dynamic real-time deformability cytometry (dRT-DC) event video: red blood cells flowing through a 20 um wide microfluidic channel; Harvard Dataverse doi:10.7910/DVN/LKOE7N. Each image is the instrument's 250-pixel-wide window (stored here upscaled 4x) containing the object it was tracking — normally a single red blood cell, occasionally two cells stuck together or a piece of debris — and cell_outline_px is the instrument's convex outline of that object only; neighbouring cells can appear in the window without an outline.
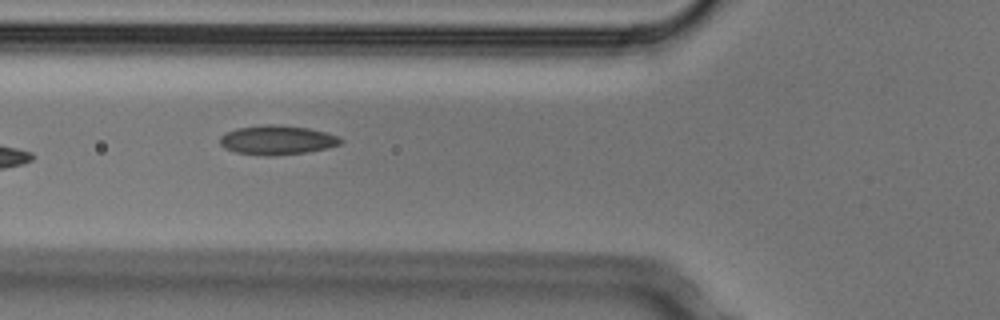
{"species": "Egyptian fruit bat (a non-hibernating species)", "species_latin": "Rousettus aegyptiacus", "temperature_condition": "cold", "stored_images_in_passage": 6, "camera_frame_rate_fps": 3000, "um_per_image_px": 0.085, "animal": {"sex": "male"}, "frame": {"image": 1, "passage_image": 6, "time_ms": 1.667, "image_size_px": [1000, 320], "cell_outline_px": [[344, 140], [340, 144], [328, 148], [304, 152], [272, 156], [264, 156], [236, 152], [224, 148], [220, 144], [220, 136], [236, 128], [264, 124], [276, 124], [308, 128], [340, 136]], "centroid_in_image_um": [23.56, 11.9], "position_along_channel_um": 102.2, "area_um2": 20.63}}